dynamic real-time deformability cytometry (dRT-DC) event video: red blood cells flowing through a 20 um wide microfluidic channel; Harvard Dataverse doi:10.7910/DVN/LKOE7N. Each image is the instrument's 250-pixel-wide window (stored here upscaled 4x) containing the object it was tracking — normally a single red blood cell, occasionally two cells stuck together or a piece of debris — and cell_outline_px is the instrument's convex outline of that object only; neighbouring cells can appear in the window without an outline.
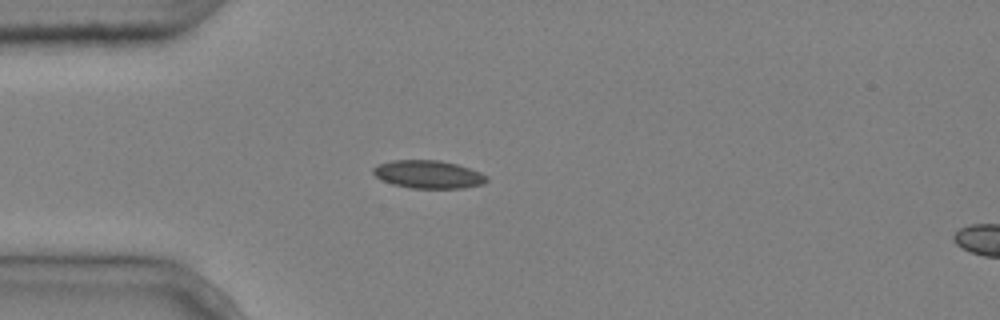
{"species": "common noctule bat (a hibernating species)", "species_latin": "Nyctalus noctula", "temperature_condition": "cold", "stored_images_in_passage": 5, "segment_of_instrument_passage": [1, 2], "camera_frame_rate_fps": 3000, "um_per_image_px": 0.085, "animal": {"sex": "male", "body_mass_g": 20.4}, "frame": {"image": 1, "passage_image": 4, "time_ms": 1.0, "image_size_px": [1000, 320], "cell_outline_px": [[488, 180], [484, 184], [464, 188], [412, 188], [392, 184], [376, 176], [372, 172], [372, 168], [380, 164], [392, 160], [440, 160], [456, 164], [480, 172], [488, 176]], "centroid_in_image_um": [36.43, 14.82], "position_along_channel_um": 48.6, "area_um2": 18.44}}